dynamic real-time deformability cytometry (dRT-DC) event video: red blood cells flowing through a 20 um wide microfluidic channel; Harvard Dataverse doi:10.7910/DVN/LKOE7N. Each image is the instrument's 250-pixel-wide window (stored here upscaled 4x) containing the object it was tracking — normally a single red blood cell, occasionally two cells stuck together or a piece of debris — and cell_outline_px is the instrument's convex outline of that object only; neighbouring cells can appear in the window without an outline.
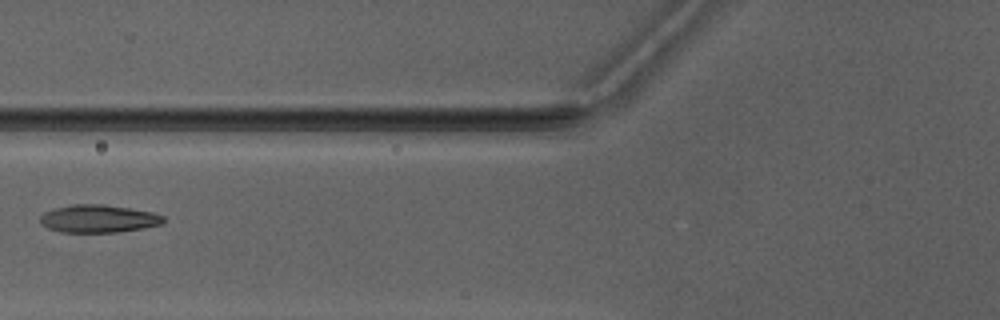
{"species": "Egyptian fruit bat (a non-hibernating species)", "species_latin": "Rousettus aegyptiacus", "temperature_condition": "warm", "stored_images_in_passage": 3, "camera_frame_rate_fps": 3000, "um_per_image_px": 0.085, "animal": {"sex": "male"}, "frame": {"image": 1, "passage_image": 2, "time_ms": 1.333, "image_size_px": [1000, 320], "cell_outline_px": [[164, 220], [160, 224], [144, 228], [116, 232], [60, 232], [48, 228], [40, 220], [40, 216], [44, 212], [56, 208], [72, 204], [104, 204], [152, 212], [164, 216]], "centroid_in_image_um": [8.36, 18.58], "position_along_channel_um": 117.4, "area_um2": 19.77}}
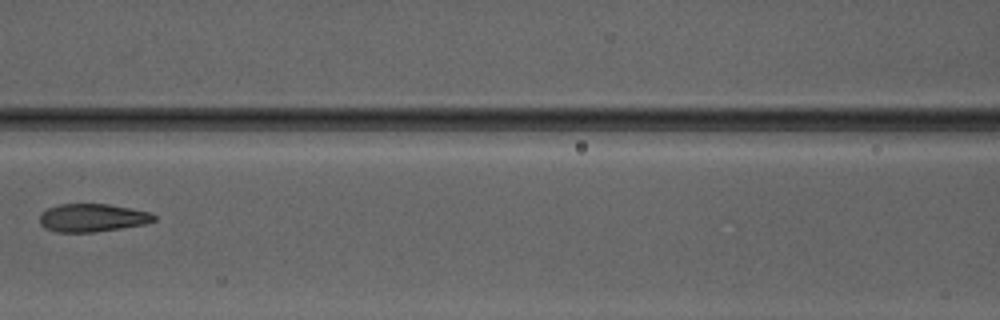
{"frame": {"image": 2, "passage_image": 3, "time_ms": 2.333, "image_size_px": [1000, 320], "cell_outline_px": [[156, 220], [144, 224], [96, 232], [56, 232], [44, 228], [40, 224], [40, 216], [48, 208], [60, 204], [108, 204], [148, 212], [156, 216]], "centroid_in_image_um": [7.83, 18.52], "position_along_channel_um": 158.8, "area_um2": 18.5}}